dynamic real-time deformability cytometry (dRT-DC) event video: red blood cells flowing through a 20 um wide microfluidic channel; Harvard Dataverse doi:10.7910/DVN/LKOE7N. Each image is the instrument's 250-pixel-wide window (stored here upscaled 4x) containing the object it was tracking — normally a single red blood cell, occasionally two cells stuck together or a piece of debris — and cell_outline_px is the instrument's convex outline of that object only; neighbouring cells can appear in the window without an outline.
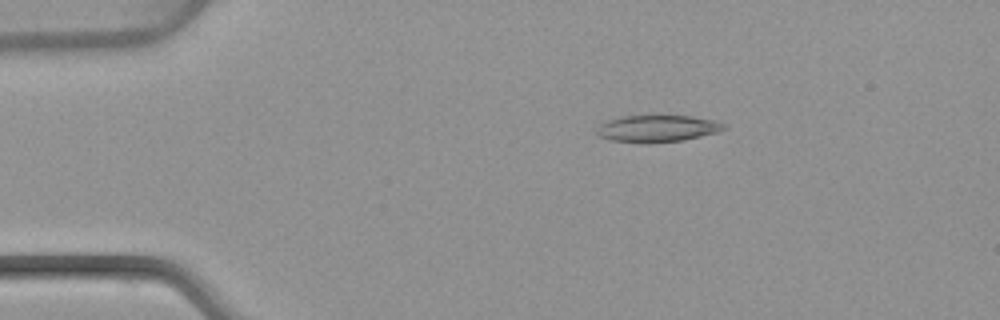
{"species": "common noctule bat (a hibernating species)", "species_latin": "Nyctalus noctula", "temperature_condition": "warm", "stored_images_in_passage": 42, "camera_frame_rate_fps": 3000, "um_per_image_px": 0.085, "animal": {"sex": "female", "body_mass_g": 22.7, "forearm_length_mm": 54.2}, "frame": {"image": 1, "passage_image": 1, "time_ms": 0.0, "image_size_px": [1000, 320], "cell_outline_px": [[724, 128], [716, 132], [684, 140], [648, 144], [612, 140], [600, 136], [596, 132], [596, 128], [600, 124], [608, 120], [620, 116], [692, 116], [712, 120], [724, 124]], "centroid_in_image_um": [55.81, 10.93], "position_along_channel_um": 29.2, "area_um2": 19.77}}
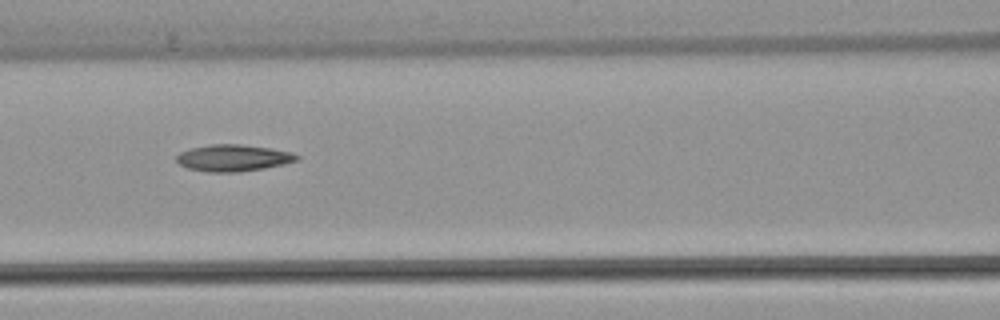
{"frame": {"image": 2, "passage_image": 14, "time_ms": 4.333, "image_size_px": [1000, 320], "cell_outline_px": [[300, 160], [284, 164], [264, 168], [236, 172], [208, 172], [188, 168], [180, 164], [176, 160], [176, 156], [180, 152], [192, 148], [208, 144], [240, 144], [272, 148], [292, 152], [300, 156]], "centroid_in_image_um": [19.86, 13.42], "position_along_channel_um": 146.7, "area_um2": 18.79}}
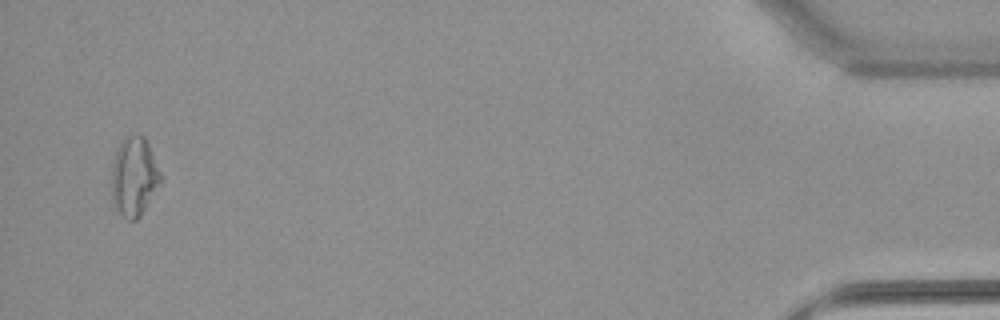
{"frame": {"image": 3, "passage_image": 41, "time_ms": 13.333, "image_size_px": [1000, 320], "cell_outline_px": [[164, 180], [140, 216], [136, 220], [128, 220], [120, 212], [112, 200], [112, 164], [120, 140], [128, 136], [144, 136], [164, 176]], "centroid_in_image_um": [11.44, 15.02], "position_along_channel_um": 423.8, "area_um2": 22.72}, "authors_computed_cell_mechanics": {"area_um2": 18.5249, "velocity_mm_per_s": 4.0287, "shape_relaxation_time_tau1_ms": null, "shape_relaxation_time_tau2_ms": 10.8365, "deformation_change_tau1": null, "deformation_change_tau2": 0.273}}